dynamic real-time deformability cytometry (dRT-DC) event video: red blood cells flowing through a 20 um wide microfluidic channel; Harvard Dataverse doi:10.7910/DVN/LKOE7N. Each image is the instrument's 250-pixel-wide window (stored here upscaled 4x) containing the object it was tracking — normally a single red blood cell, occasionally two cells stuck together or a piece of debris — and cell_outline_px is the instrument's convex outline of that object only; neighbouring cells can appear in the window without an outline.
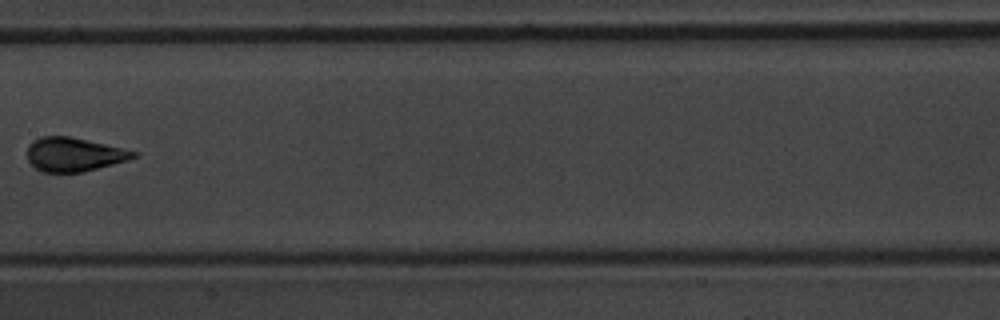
{"species": "common noctule bat (a hibernating species)", "species_latin": "Nyctalus noctula", "temperature_condition": "warm", "stored_images_in_passage": 10, "camera_frame_rate_fps": 3000, "um_per_image_px": 0.085, "animal": {"sex": "male", "body_mass_g": 20.1, "forearm_length_mm": 53.5}, "frame": {"image": 1, "passage_image": 9, "time_ms": 9.667, "image_size_px": [1000, 320], "cell_outline_px": [[140, 156], [128, 160], [84, 172], [44, 172], [36, 168], [28, 160], [28, 144], [32, 140], [40, 136], [68, 136], [140, 152]], "centroid_in_image_um": [6.31, 13.13], "position_along_channel_um": 201.1, "area_um2": 20.98}}
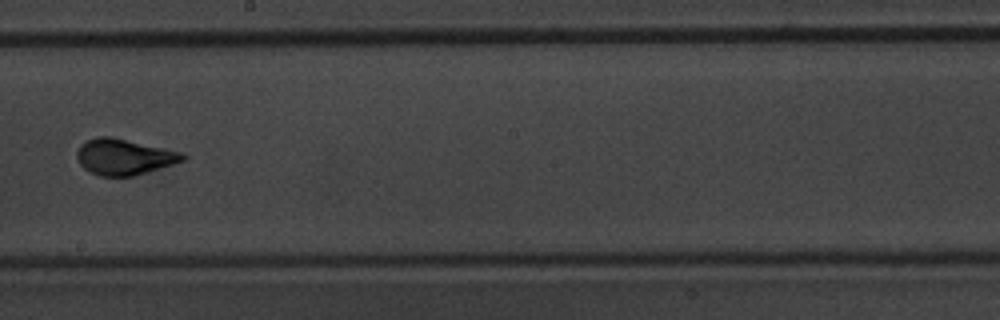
{"frame": {"image": 2, "passage_image": 10, "time_ms": 10.667, "image_size_px": [1000, 320], "cell_outline_px": [[188, 156], [184, 160], [172, 164], [132, 176], [100, 176], [88, 172], [80, 164], [76, 156], [76, 152], [80, 144], [96, 136], [112, 136], [184, 152]], "centroid_in_image_um": [10.53, 13.31], "position_along_channel_um": 237.7, "area_um2": 22.31}}